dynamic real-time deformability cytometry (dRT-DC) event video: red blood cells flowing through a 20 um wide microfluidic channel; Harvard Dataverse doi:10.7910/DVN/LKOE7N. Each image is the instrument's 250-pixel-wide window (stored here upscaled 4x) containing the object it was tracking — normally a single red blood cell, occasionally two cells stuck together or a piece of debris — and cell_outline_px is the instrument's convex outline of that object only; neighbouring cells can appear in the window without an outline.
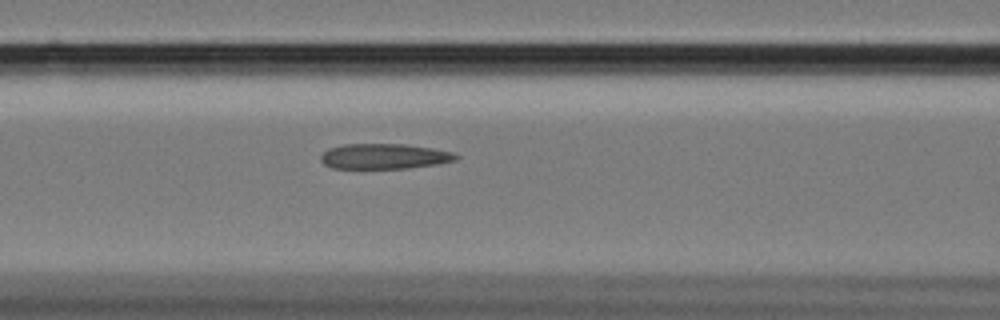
{"species": "Egyptian fruit bat (a non-hibernating species)", "species_latin": "Rousettus aegyptiacus", "temperature_condition": "cold", "stored_images_in_passage": 39, "camera_frame_rate_fps": 3000, "um_per_image_px": 0.085, "animal": {"sex": "female"}, "frame": {"image": 1, "passage_image": 15, "time_ms": 4.667, "image_size_px": [1000, 320], "cell_outline_px": [[460, 156], [456, 160], [436, 164], [408, 168], [332, 168], [324, 164], [320, 160], [320, 156], [328, 148], [344, 144], [408, 144], [432, 148], [452, 152]], "centroid_in_image_um": [32.65, 13.28], "position_along_channel_um": 133.9, "area_um2": 19.94}}
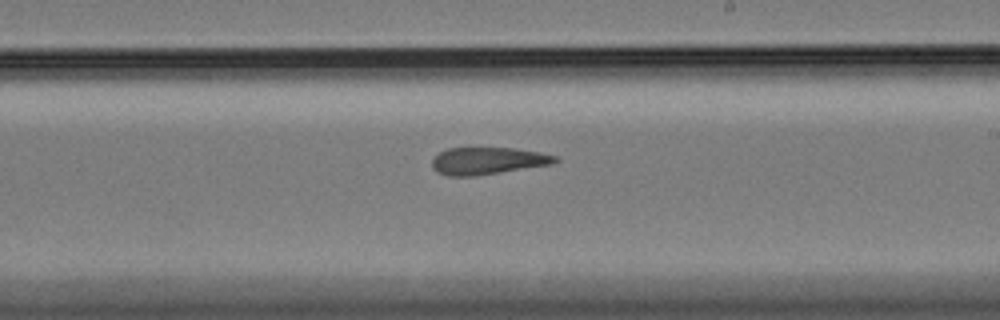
{"frame": {"image": 2, "passage_image": 25, "time_ms": 8.0, "image_size_px": [1000, 320], "cell_outline_px": [[560, 160], [552, 164], [472, 176], [448, 176], [436, 172], [432, 168], [432, 160], [440, 152], [448, 148], [516, 148], [540, 152], [556, 156]], "centroid_in_image_um": [41.45, 13.66], "position_along_channel_um": 247.6, "area_um2": 19.36}}
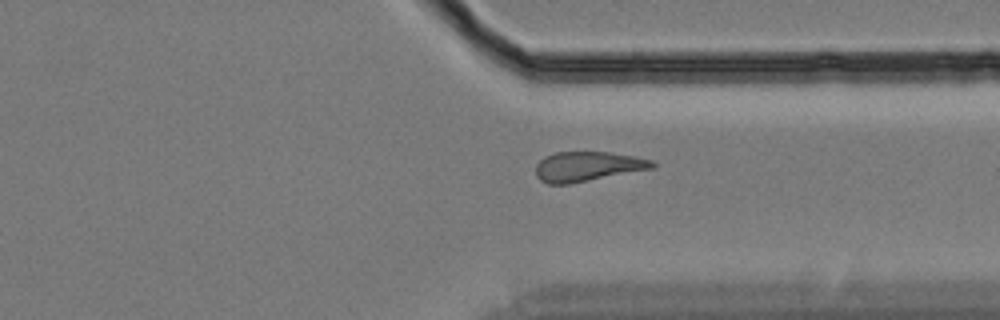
{"frame": {"image": 3, "passage_image": 35, "time_ms": 11.333, "image_size_px": [1000, 320], "cell_outline_px": [[656, 168], [568, 184], [548, 184], [540, 180], [536, 176], [536, 164], [544, 156], [556, 152], [608, 152], [636, 156], [652, 160], [656, 164]], "centroid_in_image_um": [49.96, 14.15], "position_along_channel_um": 361.4, "area_um2": 20.35}}